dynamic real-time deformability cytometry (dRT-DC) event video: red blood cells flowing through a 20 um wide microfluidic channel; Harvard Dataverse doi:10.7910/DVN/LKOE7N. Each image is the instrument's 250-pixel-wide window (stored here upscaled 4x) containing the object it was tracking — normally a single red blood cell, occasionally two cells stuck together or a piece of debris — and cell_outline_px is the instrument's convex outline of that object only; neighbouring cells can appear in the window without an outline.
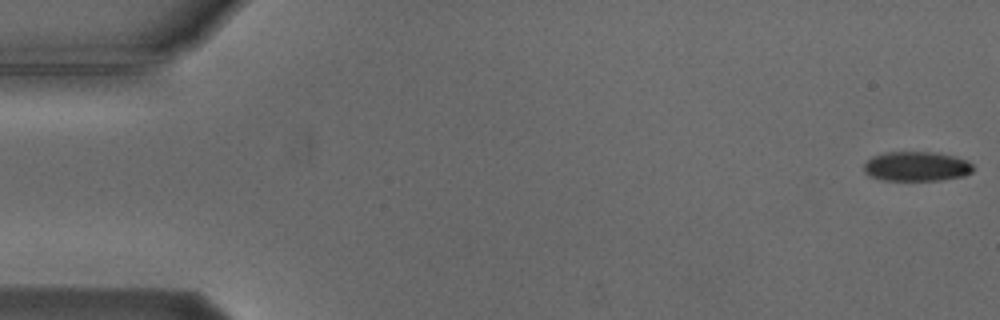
{"species": "Egyptian fruit bat (a non-hibernating species)", "species_latin": "Rousettus aegyptiacus", "temperature_condition": "cold", "stored_images_in_passage": 5, "camera_frame_rate_fps": 3000, "um_per_image_px": 0.085, "animal": {"sex": "male"}, "frame": {"image": 1, "passage_image": 1, "time_ms": 0.0, "image_size_px": [1000, 320], "cell_outline_px": [[972, 172], [964, 176], [940, 180], [884, 180], [868, 176], [864, 172], [864, 164], [872, 156], [884, 152], [936, 152], [956, 156], [972, 164]], "centroid_in_image_um": [77.88, 14.14], "position_along_channel_um": 7.1, "area_um2": 18.9}}
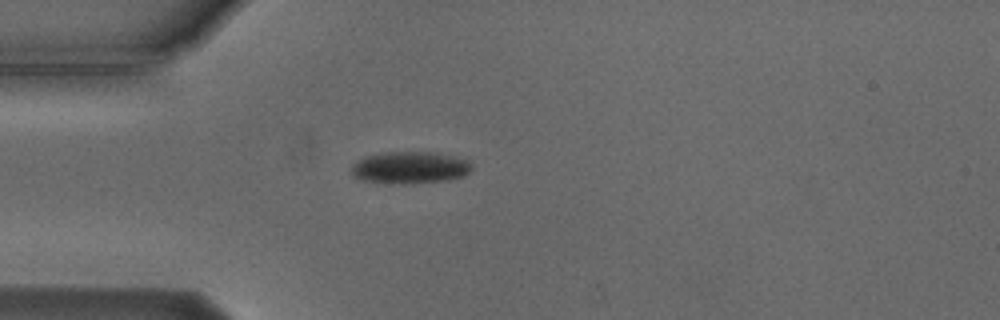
{"frame": {"image": 2, "passage_image": 4, "time_ms": 4.667, "image_size_px": [1000, 320], "cell_outline_px": [[472, 168], [468, 172], [460, 176], [444, 180], [412, 184], [384, 184], [364, 180], [352, 176], [352, 164], [368, 156], [388, 152], [428, 152], [448, 156], [464, 160]], "centroid_in_image_um": [34.75, 14.27], "position_along_channel_um": 50.3, "area_um2": 21.91}}